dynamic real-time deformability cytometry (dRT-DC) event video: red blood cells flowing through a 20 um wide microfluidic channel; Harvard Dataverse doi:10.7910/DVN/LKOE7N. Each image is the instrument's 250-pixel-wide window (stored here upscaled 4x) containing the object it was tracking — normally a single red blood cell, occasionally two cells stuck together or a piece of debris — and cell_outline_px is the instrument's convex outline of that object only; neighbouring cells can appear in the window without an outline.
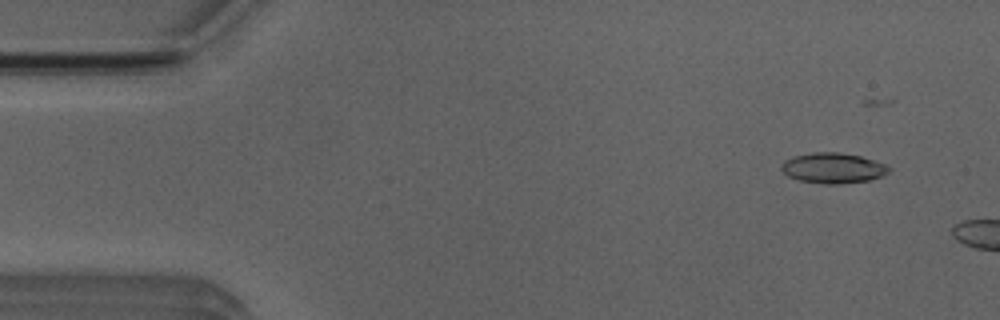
{"species": "Egyptian fruit bat (a non-hibernating species)", "species_latin": "Rousettus aegyptiacus", "temperature_condition": "room temperature", "stored_images_in_passage": 12, "camera_frame_rate_fps": 3000, "um_per_image_px": 0.085, "animal": {"sex": "male"}, "frame": {"image": 1, "passage_image": 1, "time_ms": 0.0, "image_size_px": [1000, 320], "cell_outline_px": [[892, 168], [888, 172], [880, 176], [868, 180], [840, 184], [824, 184], [800, 180], [788, 176], [780, 168], [780, 164], [784, 160], [792, 156], [812, 152], [840, 152], [860, 156], [888, 164]], "centroid_in_image_um": [70.8, 14.27], "position_along_channel_um": 14.2, "area_um2": 19.19}}